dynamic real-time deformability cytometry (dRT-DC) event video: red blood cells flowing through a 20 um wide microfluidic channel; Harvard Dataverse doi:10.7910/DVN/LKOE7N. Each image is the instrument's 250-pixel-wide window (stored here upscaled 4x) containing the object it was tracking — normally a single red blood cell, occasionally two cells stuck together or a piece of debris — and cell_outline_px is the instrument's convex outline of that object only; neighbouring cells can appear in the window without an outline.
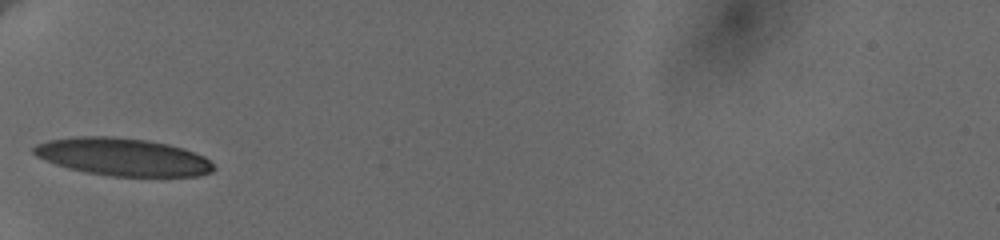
{"species": "human", "species_latin": "Homo sapiens", "temperature_condition": "cold", "stored_images_in_passage": 27, "camera_frame_rate_fps": 3000, "um_per_image_px": 0.085, "donor": {"sex": "female"}, "frame": {"image": 1, "passage_image": 1, "time_ms": 0.0, "image_size_px": [1000, 240], "cell_outline_px": [[216, 168], [212, 172], [200, 176], [112, 176], [88, 172], [68, 168], [44, 160], [36, 156], [32, 152], [32, 148], [36, 144], [48, 140], [72, 136], [112, 136], [148, 140], [168, 144], [184, 148], [196, 152], [204, 156]], "centroid_in_image_um": [10.43, 13.33], "position_along_channel_um": 74.6, "area_um2": 39.65}}
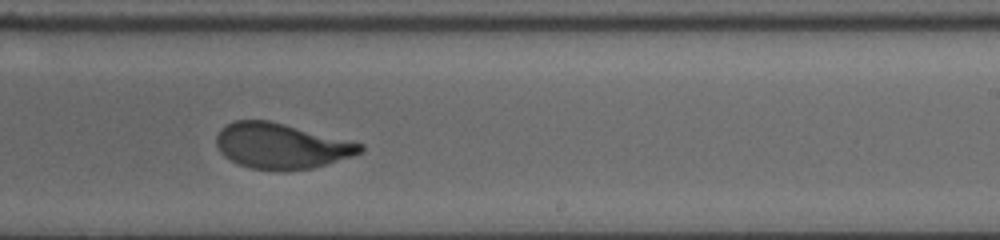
{"frame": {"image": 2, "passage_image": 16, "time_ms": 5.333, "image_size_px": [1000, 240], "cell_outline_px": [[364, 148], [360, 152], [352, 156], [312, 168], [284, 172], [252, 168], [240, 164], [224, 156], [220, 152], [216, 144], [216, 136], [220, 128], [236, 120], [268, 120], [364, 144]], "centroid_in_image_um": [23.88, 12.41], "position_along_channel_um": 265.1, "area_um2": 37.92}}
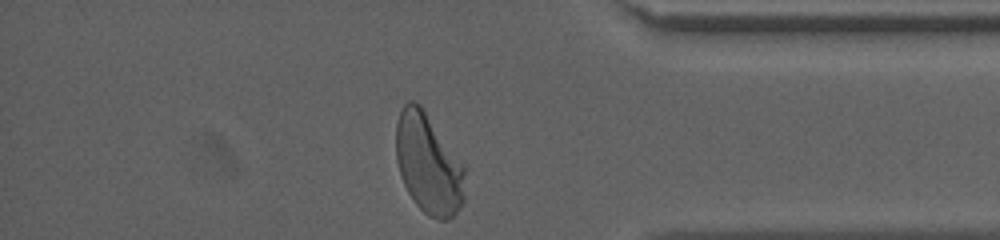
{"frame": {"image": 3, "passage_image": 27, "time_ms": 9.333, "image_size_px": [1000, 240], "cell_outline_px": [[464, 200], [460, 208], [448, 220], [440, 220], [428, 216], [416, 204], [408, 192], [400, 176], [396, 160], [396, 120], [404, 104], [408, 100], [412, 100], [420, 104], [464, 164]], "centroid_in_image_um": [36.4, 13.92], "position_along_channel_um": 398.8, "area_um2": 40.4}, "authors_computed_cell_mechanics": {"area_um2": 38.8416, "velocity_mm_per_s": 3.6458, "shape_relaxation_time_tau1_ms": 3.1958, "shape_relaxation_time_tau2_ms": null, "deformation_change_tau1": 0.1738, "deformation_change_tau2": null}}